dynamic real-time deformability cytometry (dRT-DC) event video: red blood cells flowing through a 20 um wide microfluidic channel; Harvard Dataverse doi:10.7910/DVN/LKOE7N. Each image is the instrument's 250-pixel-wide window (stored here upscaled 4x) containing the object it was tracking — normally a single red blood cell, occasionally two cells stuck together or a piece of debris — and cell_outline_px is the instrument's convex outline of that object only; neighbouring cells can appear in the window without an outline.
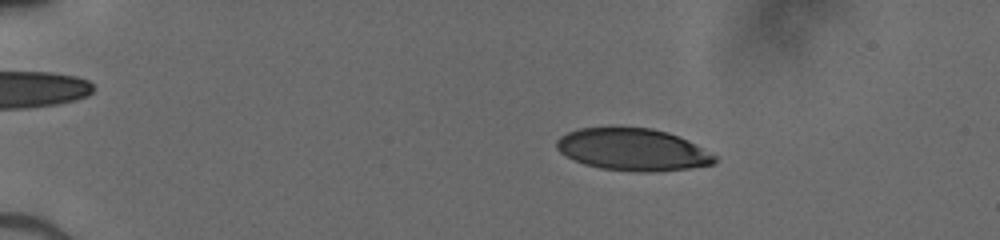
{"species": "human", "species_latin": "Homo sapiens", "temperature_condition": "cold", "stored_images_in_passage": 51, "camera_frame_rate_fps": 3000, "um_per_image_px": 0.085, "donor": {"sex": "male"}, "frame": {"image": 1, "passage_image": 10, "time_ms": 3.0, "image_size_px": [1000, 240], "cell_outline_px": [[716, 160], [712, 164], [688, 168], [652, 172], [640, 172], [600, 168], [584, 164], [564, 156], [556, 148], [556, 140], [560, 136], [568, 132], [580, 128], [652, 128], [668, 132], [688, 140], [716, 156]], "centroid_in_image_um": [53.75, 12.72], "position_along_channel_um": 31.3, "area_um2": 38.61}}
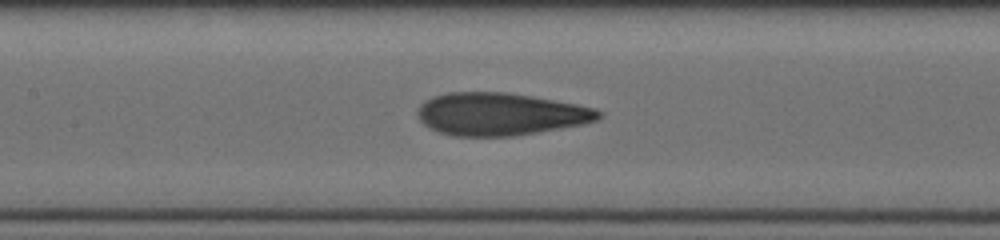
{"frame": {"image": 2, "passage_image": 26, "time_ms": 8.333, "image_size_px": [1000, 240], "cell_outline_px": [[604, 112], [596, 120], [584, 124], [512, 136], [452, 136], [440, 132], [424, 124], [420, 120], [416, 112], [420, 104], [424, 100], [432, 96], [448, 92], [504, 92], [576, 104], [596, 108]], "centroid_in_image_um": [42.49, 9.69], "position_along_channel_um": 164.9, "area_um2": 44.68}}
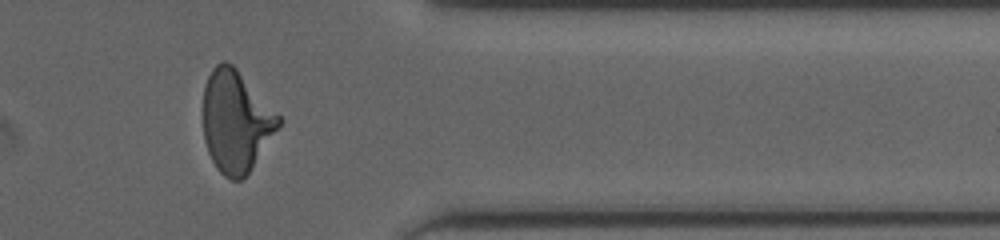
{"frame": {"image": 3, "passage_image": 43, "time_ms": 14.0, "image_size_px": [1000, 240], "cell_outline_px": [[284, 120], [248, 172], [240, 180], [232, 180], [224, 176], [216, 168], [208, 152], [204, 140], [204, 88], [208, 76], [212, 68], [216, 64], [224, 60], [232, 64], [236, 68]], "centroid_in_image_um": [20.05, 10.31], "position_along_channel_um": 391.4, "area_um2": 44.22}}